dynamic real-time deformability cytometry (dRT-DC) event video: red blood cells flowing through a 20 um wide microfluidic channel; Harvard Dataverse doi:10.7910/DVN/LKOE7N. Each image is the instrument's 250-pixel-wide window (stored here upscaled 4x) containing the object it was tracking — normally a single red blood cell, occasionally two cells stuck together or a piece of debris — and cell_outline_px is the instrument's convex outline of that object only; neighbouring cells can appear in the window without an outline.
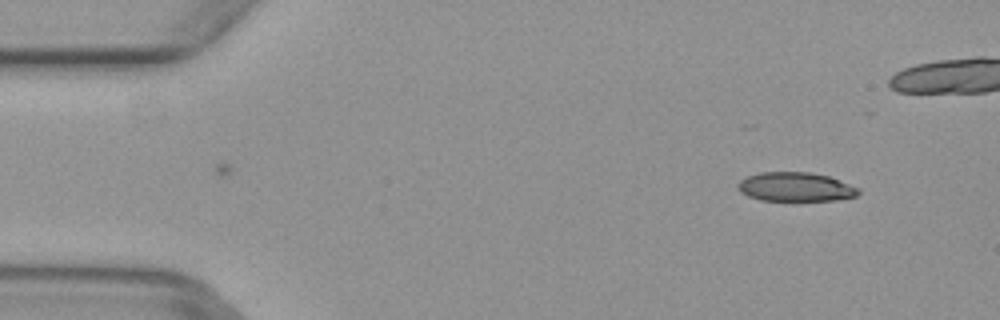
{"species": "common noctule bat (a hibernating species)", "species_latin": "Nyctalus noctula", "temperature_condition": "warm", "stored_images_in_passage": 6, "camera_frame_rate_fps": 3000, "um_per_image_px": 0.085, "animal": {"sex": "female", "body_mass_g": 29.2, "forearm_length_mm": 56.3}, "frame": {"image": 1, "passage_image": 1, "time_ms": 0.0, "image_size_px": [1000, 320], "cell_outline_px": [[860, 192], [856, 196], [836, 200], [760, 200], [748, 196], [740, 192], [740, 180], [748, 176], [760, 172], [808, 172], [828, 176], [860, 188]], "centroid_in_image_um": [67.65, 15.88], "position_along_channel_um": 17.4, "area_um2": 20.17}}